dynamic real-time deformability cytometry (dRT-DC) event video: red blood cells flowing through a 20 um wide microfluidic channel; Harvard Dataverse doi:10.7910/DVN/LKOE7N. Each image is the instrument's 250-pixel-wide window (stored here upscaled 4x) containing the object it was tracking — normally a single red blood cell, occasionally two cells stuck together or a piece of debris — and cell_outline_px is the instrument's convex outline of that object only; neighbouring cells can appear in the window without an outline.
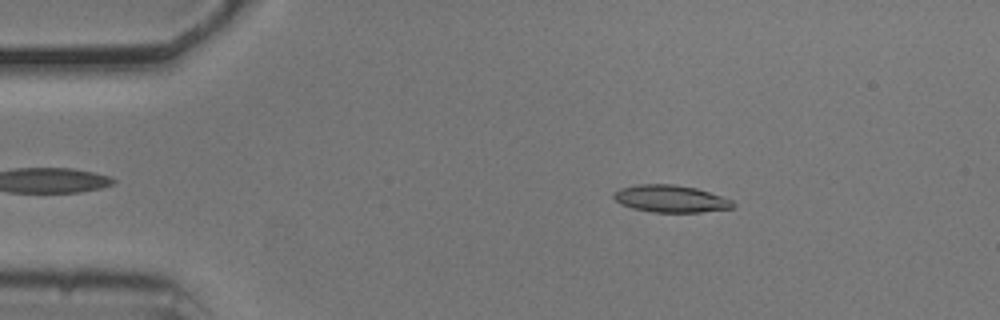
{"species": "common noctule bat (a hibernating species)", "species_latin": "Nyctalus noctula", "temperature_condition": "cold", "stored_images_in_passage": 54, "camera_frame_rate_fps": 3000, "um_per_image_px": 0.085, "animal": {"sex": "male", "body_mass_g": 20.5, "forearm_length_mm": 52.5}, "frame": {"image": 1, "passage_image": 9, "time_ms": 2.667, "image_size_px": [1000, 320], "cell_outline_px": [[736, 208], [700, 212], [652, 212], [632, 208], [620, 204], [612, 196], [620, 188], [640, 184], [676, 184], [696, 188], [732, 200], [736, 204]], "centroid_in_image_um": [57.03, 16.9], "position_along_channel_um": 28.0, "area_um2": 18.9}}
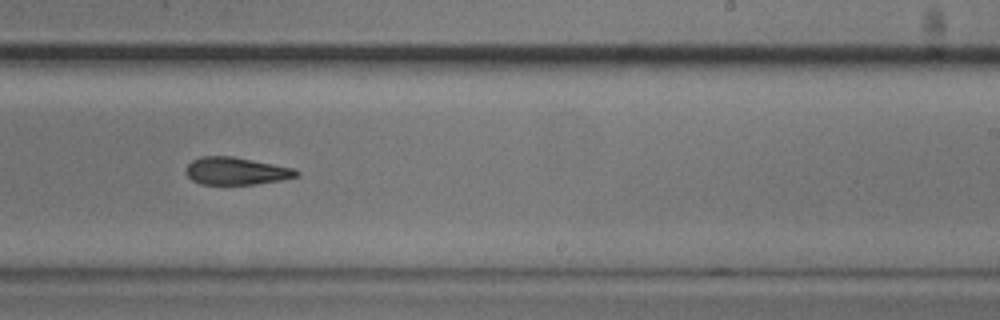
{"frame": {"image": 2, "passage_image": 33, "time_ms": 10.667, "image_size_px": [1000, 320], "cell_outline_px": [[300, 172], [296, 176], [280, 180], [256, 184], [200, 184], [192, 180], [188, 176], [184, 168], [192, 160], [200, 156], [232, 156], [296, 168]], "centroid_in_image_um": [20.05, 14.53], "position_along_channel_um": 268.9, "area_um2": 17.74}}
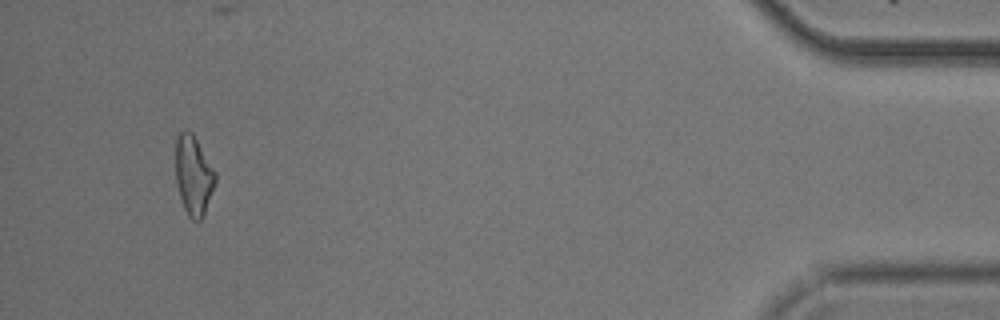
{"frame": {"image": 3, "passage_image": 51, "time_ms": 16.667, "image_size_px": [1000, 320], "cell_outline_px": [[216, 180], [204, 212], [200, 220], [192, 220], [188, 216], [184, 208], [176, 184], [176, 140], [180, 132], [184, 128], [192, 132], [216, 172]], "centroid_in_image_um": [16.43, 14.87], "position_along_channel_um": 418.8, "area_um2": 18.15}, "authors_computed_cell_mechanics": {"area_um2": 18.6983, "velocity_mm_per_s": 3.7143, "shape_relaxation_time_tau1_ms": 2.9492, "shape_relaxation_time_tau2_ms": 5.6205, "deformation_change_tau1": 0.1108, "deformation_change_tau2": 0.1637}}